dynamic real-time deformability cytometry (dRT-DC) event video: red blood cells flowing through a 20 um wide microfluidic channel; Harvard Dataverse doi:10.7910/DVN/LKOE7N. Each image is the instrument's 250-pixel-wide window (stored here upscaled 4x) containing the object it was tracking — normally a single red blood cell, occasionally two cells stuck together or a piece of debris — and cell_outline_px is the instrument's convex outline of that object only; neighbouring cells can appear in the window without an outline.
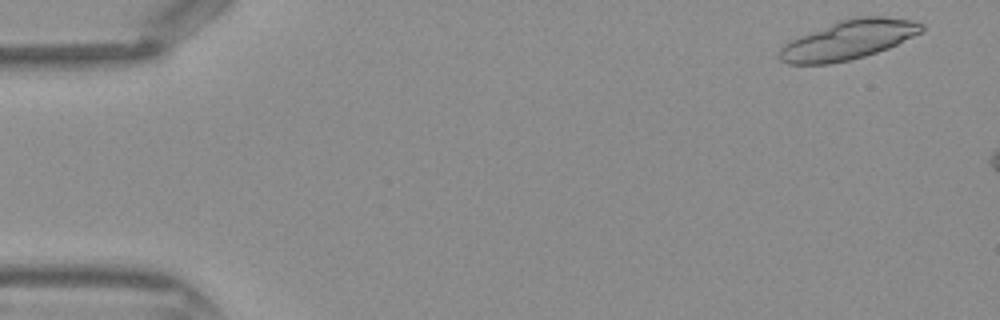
{"species": "Egyptian fruit bat (a non-hibernating species)", "species_latin": "Rousettus aegyptiacus", "temperature_condition": "warm", "stored_images_in_passage": 7, "camera_frame_rate_fps": 3000, "um_per_image_px": 0.085, "frame": {"image": 1, "passage_image": 2, "time_ms": 0.333, "image_size_px": [1000, 320], "cell_outline_px": [[924, 32], [888, 48], [864, 56], [848, 60], [828, 64], [788, 64], [780, 60], [776, 56], [780, 48], [788, 40], [840, 20], [852, 16], [884, 16], [912, 20], [924, 24]], "centroid_in_image_um": [72.11, 3.38], "position_along_channel_um": 12.9, "area_um2": 32.71}}